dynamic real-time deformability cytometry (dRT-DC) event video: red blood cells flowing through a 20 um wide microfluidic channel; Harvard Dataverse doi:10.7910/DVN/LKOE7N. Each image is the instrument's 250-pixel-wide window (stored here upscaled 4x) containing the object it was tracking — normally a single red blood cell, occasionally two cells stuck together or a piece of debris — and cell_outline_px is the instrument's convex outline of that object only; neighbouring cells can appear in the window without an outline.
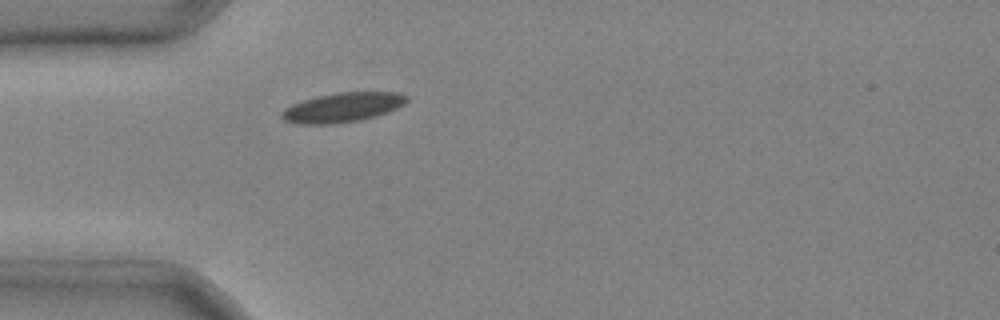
{"species": "common noctule bat (a hibernating species)", "species_latin": "Nyctalus noctula", "temperature_condition": "cold", "stored_images_in_passage": 1, "camera_frame_rate_fps": 3000, "um_per_image_px": 0.085, "animal": {"sex": "male", "body_mass_g": 20.4}, "frame": {"image": 1, "passage_image": 1, "time_ms": 0.0, "image_size_px": [1000, 320], "cell_outline_px": [[408, 100], [404, 104], [388, 112], [376, 116], [360, 120], [332, 124], [300, 124], [284, 120], [280, 116], [280, 112], [284, 108], [292, 104], [316, 96], [336, 92], [396, 92], [408, 96]], "centroid_in_image_um": [29.1, 9.13], "position_along_channel_um": 55.9, "area_um2": 21.56}}